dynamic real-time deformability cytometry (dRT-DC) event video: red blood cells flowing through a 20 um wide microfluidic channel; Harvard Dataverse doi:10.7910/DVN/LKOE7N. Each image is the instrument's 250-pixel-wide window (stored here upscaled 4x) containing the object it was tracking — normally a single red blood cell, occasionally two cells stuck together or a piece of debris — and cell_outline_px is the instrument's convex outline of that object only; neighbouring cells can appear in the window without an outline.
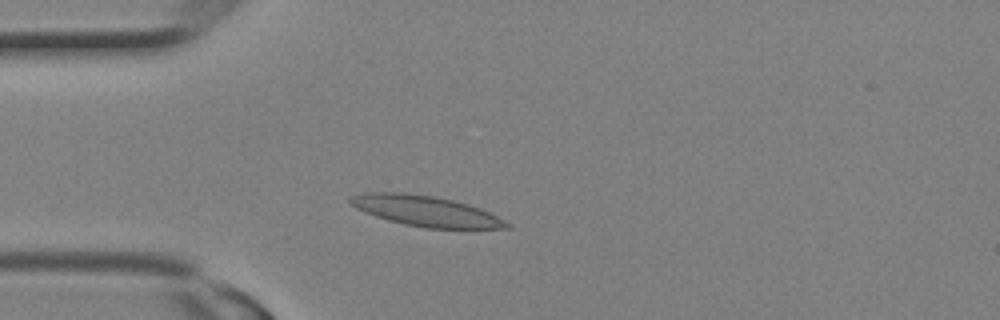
{"species": "Egyptian fruit bat (a non-hibernating species)", "species_latin": "Rousettus aegyptiacus", "temperature_condition": "room temperature", "stored_images_in_passage": 2, "camera_frame_rate_fps": 3000, "um_per_image_px": 0.085, "animal": {"sex": "female"}, "frame": {"image": 1, "passage_image": 2, "time_ms": 0.333, "image_size_px": [1000, 320], "cell_outline_px": [[512, 228], [424, 228], [404, 224], [388, 220], [376, 216], [356, 208], [348, 204], [348, 196], [364, 192], [404, 192], [432, 196], [452, 200], [468, 204], [480, 208], [512, 224]], "centroid_in_image_um": [36.14, 17.93], "position_along_channel_um": 48.9, "area_um2": 27.8}}